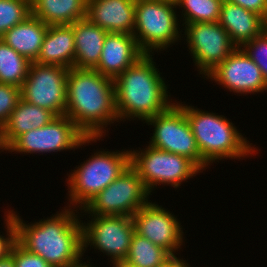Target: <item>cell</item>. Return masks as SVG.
I'll use <instances>...</instances> for the list:
<instances>
[{
    "instance_id": "23",
    "label": "cell",
    "mask_w": 267,
    "mask_h": 267,
    "mask_svg": "<svg viewBox=\"0 0 267 267\" xmlns=\"http://www.w3.org/2000/svg\"><path fill=\"white\" fill-rule=\"evenodd\" d=\"M87 0H32L31 14L51 25H72L86 19Z\"/></svg>"
},
{
    "instance_id": "3",
    "label": "cell",
    "mask_w": 267,
    "mask_h": 267,
    "mask_svg": "<svg viewBox=\"0 0 267 267\" xmlns=\"http://www.w3.org/2000/svg\"><path fill=\"white\" fill-rule=\"evenodd\" d=\"M152 56L145 54L114 79L115 108L120 121L126 118L146 121L173 104Z\"/></svg>"
},
{
    "instance_id": "21",
    "label": "cell",
    "mask_w": 267,
    "mask_h": 267,
    "mask_svg": "<svg viewBox=\"0 0 267 267\" xmlns=\"http://www.w3.org/2000/svg\"><path fill=\"white\" fill-rule=\"evenodd\" d=\"M74 30L75 59L73 68L95 69L108 32L87 19L71 25Z\"/></svg>"
},
{
    "instance_id": "1",
    "label": "cell",
    "mask_w": 267,
    "mask_h": 267,
    "mask_svg": "<svg viewBox=\"0 0 267 267\" xmlns=\"http://www.w3.org/2000/svg\"><path fill=\"white\" fill-rule=\"evenodd\" d=\"M74 211L79 213L77 209L64 207L60 213L47 219L26 224L11 210L16 221V242L28 252L42 257L52 267L77 263L84 255L83 228Z\"/></svg>"
},
{
    "instance_id": "33",
    "label": "cell",
    "mask_w": 267,
    "mask_h": 267,
    "mask_svg": "<svg viewBox=\"0 0 267 267\" xmlns=\"http://www.w3.org/2000/svg\"><path fill=\"white\" fill-rule=\"evenodd\" d=\"M156 267H190V266L183 260V258L179 259L177 256L172 255L163 264Z\"/></svg>"
},
{
    "instance_id": "18",
    "label": "cell",
    "mask_w": 267,
    "mask_h": 267,
    "mask_svg": "<svg viewBox=\"0 0 267 267\" xmlns=\"http://www.w3.org/2000/svg\"><path fill=\"white\" fill-rule=\"evenodd\" d=\"M264 21L257 13L223 0L218 22L237 47H242L246 42L261 35L264 31Z\"/></svg>"
},
{
    "instance_id": "37",
    "label": "cell",
    "mask_w": 267,
    "mask_h": 267,
    "mask_svg": "<svg viewBox=\"0 0 267 267\" xmlns=\"http://www.w3.org/2000/svg\"><path fill=\"white\" fill-rule=\"evenodd\" d=\"M112 267H125V266L124 265H121V264H116V265H114Z\"/></svg>"
},
{
    "instance_id": "4",
    "label": "cell",
    "mask_w": 267,
    "mask_h": 267,
    "mask_svg": "<svg viewBox=\"0 0 267 267\" xmlns=\"http://www.w3.org/2000/svg\"><path fill=\"white\" fill-rule=\"evenodd\" d=\"M176 104L185 112L201 156L209 165L223 158L241 159L258 153L225 116L184 106L182 102Z\"/></svg>"
},
{
    "instance_id": "5",
    "label": "cell",
    "mask_w": 267,
    "mask_h": 267,
    "mask_svg": "<svg viewBox=\"0 0 267 267\" xmlns=\"http://www.w3.org/2000/svg\"><path fill=\"white\" fill-rule=\"evenodd\" d=\"M88 159L68 176L69 208L76 209L81 205L79 210L82 209L117 179L130 165V151L109 152L103 149Z\"/></svg>"
},
{
    "instance_id": "9",
    "label": "cell",
    "mask_w": 267,
    "mask_h": 267,
    "mask_svg": "<svg viewBox=\"0 0 267 267\" xmlns=\"http://www.w3.org/2000/svg\"><path fill=\"white\" fill-rule=\"evenodd\" d=\"M145 122L154 126L150 146L187 157L201 170L207 168L209 164L201 156L185 112L176 103Z\"/></svg>"
},
{
    "instance_id": "30",
    "label": "cell",
    "mask_w": 267,
    "mask_h": 267,
    "mask_svg": "<svg viewBox=\"0 0 267 267\" xmlns=\"http://www.w3.org/2000/svg\"><path fill=\"white\" fill-rule=\"evenodd\" d=\"M10 254L16 267H52L42 257L28 252L17 242L13 245Z\"/></svg>"
},
{
    "instance_id": "36",
    "label": "cell",
    "mask_w": 267,
    "mask_h": 267,
    "mask_svg": "<svg viewBox=\"0 0 267 267\" xmlns=\"http://www.w3.org/2000/svg\"><path fill=\"white\" fill-rule=\"evenodd\" d=\"M263 32L267 35V19H265V21H264V31Z\"/></svg>"
},
{
    "instance_id": "2",
    "label": "cell",
    "mask_w": 267,
    "mask_h": 267,
    "mask_svg": "<svg viewBox=\"0 0 267 267\" xmlns=\"http://www.w3.org/2000/svg\"><path fill=\"white\" fill-rule=\"evenodd\" d=\"M66 90L65 115L87 137H103L107 125L119 122L115 108L114 79L95 69L70 68Z\"/></svg>"
},
{
    "instance_id": "31",
    "label": "cell",
    "mask_w": 267,
    "mask_h": 267,
    "mask_svg": "<svg viewBox=\"0 0 267 267\" xmlns=\"http://www.w3.org/2000/svg\"><path fill=\"white\" fill-rule=\"evenodd\" d=\"M5 229L6 237L0 234V259L7 257L11 253L13 245L16 243V221L11 211H6Z\"/></svg>"
},
{
    "instance_id": "20",
    "label": "cell",
    "mask_w": 267,
    "mask_h": 267,
    "mask_svg": "<svg viewBox=\"0 0 267 267\" xmlns=\"http://www.w3.org/2000/svg\"><path fill=\"white\" fill-rule=\"evenodd\" d=\"M75 59L74 30L71 25H51L45 34L35 63L73 68Z\"/></svg>"
},
{
    "instance_id": "29",
    "label": "cell",
    "mask_w": 267,
    "mask_h": 267,
    "mask_svg": "<svg viewBox=\"0 0 267 267\" xmlns=\"http://www.w3.org/2000/svg\"><path fill=\"white\" fill-rule=\"evenodd\" d=\"M21 99V88L0 83V130Z\"/></svg>"
},
{
    "instance_id": "27",
    "label": "cell",
    "mask_w": 267,
    "mask_h": 267,
    "mask_svg": "<svg viewBox=\"0 0 267 267\" xmlns=\"http://www.w3.org/2000/svg\"><path fill=\"white\" fill-rule=\"evenodd\" d=\"M31 15L29 0H0V38Z\"/></svg>"
},
{
    "instance_id": "25",
    "label": "cell",
    "mask_w": 267,
    "mask_h": 267,
    "mask_svg": "<svg viewBox=\"0 0 267 267\" xmlns=\"http://www.w3.org/2000/svg\"><path fill=\"white\" fill-rule=\"evenodd\" d=\"M31 62L0 38V83L21 88Z\"/></svg>"
},
{
    "instance_id": "19",
    "label": "cell",
    "mask_w": 267,
    "mask_h": 267,
    "mask_svg": "<svg viewBox=\"0 0 267 267\" xmlns=\"http://www.w3.org/2000/svg\"><path fill=\"white\" fill-rule=\"evenodd\" d=\"M56 115L50 110L19 100L7 123L0 130V147L6 150L20 135L47 125Z\"/></svg>"
},
{
    "instance_id": "26",
    "label": "cell",
    "mask_w": 267,
    "mask_h": 267,
    "mask_svg": "<svg viewBox=\"0 0 267 267\" xmlns=\"http://www.w3.org/2000/svg\"><path fill=\"white\" fill-rule=\"evenodd\" d=\"M175 3L177 8H184L181 14L183 24H189L194 22H218L223 0H175Z\"/></svg>"
},
{
    "instance_id": "14",
    "label": "cell",
    "mask_w": 267,
    "mask_h": 267,
    "mask_svg": "<svg viewBox=\"0 0 267 267\" xmlns=\"http://www.w3.org/2000/svg\"><path fill=\"white\" fill-rule=\"evenodd\" d=\"M150 201L132 216L135 233L174 255L184 242L182 225L169 210Z\"/></svg>"
},
{
    "instance_id": "22",
    "label": "cell",
    "mask_w": 267,
    "mask_h": 267,
    "mask_svg": "<svg viewBox=\"0 0 267 267\" xmlns=\"http://www.w3.org/2000/svg\"><path fill=\"white\" fill-rule=\"evenodd\" d=\"M47 30L48 25L31 14L23 22L6 31L1 39L18 54L30 62H35Z\"/></svg>"
},
{
    "instance_id": "8",
    "label": "cell",
    "mask_w": 267,
    "mask_h": 267,
    "mask_svg": "<svg viewBox=\"0 0 267 267\" xmlns=\"http://www.w3.org/2000/svg\"><path fill=\"white\" fill-rule=\"evenodd\" d=\"M149 195L137 171L128 168L82 209L89 216H130L148 203ZM92 214V215H91Z\"/></svg>"
},
{
    "instance_id": "17",
    "label": "cell",
    "mask_w": 267,
    "mask_h": 267,
    "mask_svg": "<svg viewBox=\"0 0 267 267\" xmlns=\"http://www.w3.org/2000/svg\"><path fill=\"white\" fill-rule=\"evenodd\" d=\"M145 53L139 48L135 37L125 33H108L95 70L115 79L136 63Z\"/></svg>"
},
{
    "instance_id": "15",
    "label": "cell",
    "mask_w": 267,
    "mask_h": 267,
    "mask_svg": "<svg viewBox=\"0 0 267 267\" xmlns=\"http://www.w3.org/2000/svg\"><path fill=\"white\" fill-rule=\"evenodd\" d=\"M206 79L222 85L237 94L258 93L267 90L259 66L246 54L242 47H237L222 63L212 70Z\"/></svg>"
},
{
    "instance_id": "34",
    "label": "cell",
    "mask_w": 267,
    "mask_h": 267,
    "mask_svg": "<svg viewBox=\"0 0 267 267\" xmlns=\"http://www.w3.org/2000/svg\"><path fill=\"white\" fill-rule=\"evenodd\" d=\"M0 267H16L13 256L9 254L7 257L0 259Z\"/></svg>"
},
{
    "instance_id": "28",
    "label": "cell",
    "mask_w": 267,
    "mask_h": 267,
    "mask_svg": "<svg viewBox=\"0 0 267 267\" xmlns=\"http://www.w3.org/2000/svg\"><path fill=\"white\" fill-rule=\"evenodd\" d=\"M246 54L259 66L267 83V35L263 32L258 37L242 46Z\"/></svg>"
},
{
    "instance_id": "6",
    "label": "cell",
    "mask_w": 267,
    "mask_h": 267,
    "mask_svg": "<svg viewBox=\"0 0 267 267\" xmlns=\"http://www.w3.org/2000/svg\"><path fill=\"white\" fill-rule=\"evenodd\" d=\"M175 0L138 1L135 8V37L145 54L162 51L181 40Z\"/></svg>"
},
{
    "instance_id": "7",
    "label": "cell",
    "mask_w": 267,
    "mask_h": 267,
    "mask_svg": "<svg viewBox=\"0 0 267 267\" xmlns=\"http://www.w3.org/2000/svg\"><path fill=\"white\" fill-rule=\"evenodd\" d=\"M130 165L137 171L150 194L153 188L161 184L180 187L182 182L201 172L189 158L150 145L144 150H130Z\"/></svg>"
},
{
    "instance_id": "11",
    "label": "cell",
    "mask_w": 267,
    "mask_h": 267,
    "mask_svg": "<svg viewBox=\"0 0 267 267\" xmlns=\"http://www.w3.org/2000/svg\"><path fill=\"white\" fill-rule=\"evenodd\" d=\"M68 70L61 66L31 62L27 78L21 86V98L50 110L56 116L65 115Z\"/></svg>"
},
{
    "instance_id": "38",
    "label": "cell",
    "mask_w": 267,
    "mask_h": 267,
    "mask_svg": "<svg viewBox=\"0 0 267 267\" xmlns=\"http://www.w3.org/2000/svg\"><path fill=\"white\" fill-rule=\"evenodd\" d=\"M134 2H138V1H150V0H133Z\"/></svg>"
},
{
    "instance_id": "13",
    "label": "cell",
    "mask_w": 267,
    "mask_h": 267,
    "mask_svg": "<svg viewBox=\"0 0 267 267\" xmlns=\"http://www.w3.org/2000/svg\"><path fill=\"white\" fill-rule=\"evenodd\" d=\"M182 26L185 32L181 35H186L189 53L204 79L237 48L219 22H194Z\"/></svg>"
},
{
    "instance_id": "12",
    "label": "cell",
    "mask_w": 267,
    "mask_h": 267,
    "mask_svg": "<svg viewBox=\"0 0 267 267\" xmlns=\"http://www.w3.org/2000/svg\"><path fill=\"white\" fill-rule=\"evenodd\" d=\"M87 224L82 221L83 253L90 245L110 256L113 266L121 264L128 255L135 233L130 216H91ZM94 217V218H93Z\"/></svg>"
},
{
    "instance_id": "32",
    "label": "cell",
    "mask_w": 267,
    "mask_h": 267,
    "mask_svg": "<svg viewBox=\"0 0 267 267\" xmlns=\"http://www.w3.org/2000/svg\"><path fill=\"white\" fill-rule=\"evenodd\" d=\"M267 19V0H226Z\"/></svg>"
},
{
    "instance_id": "16",
    "label": "cell",
    "mask_w": 267,
    "mask_h": 267,
    "mask_svg": "<svg viewBox=\"0 0 267 267\" xmlns=\"http://www.w3.org/2000/svg\"><path fill=\"white\" fill-rule=\"evenodd\" d=\"M135 8L133 0H87L86 19L108 33L133 35Z\"/></svg>"
},
{
    "instance_id": "10",
    "label": "cell",
    "mask_w": 267,
    "mask_h": 267,
    "mask_svg": "<svg viewBox=\"0 0 267 267\" xmlns=\"http://www.w3.org/2000/svg\"><path fill=\"white\" fill-rule=\"evenodd\" d=\"M101 137H87L66 115L56 116L47 125L20 135L5 151L51 153L77 149Z\"/></svg>"
},
{
    "instance_id": "35",
    "label": "cell",
    "mask_w": 267,
    "mask_h": 267,
    "mask_svg": "<svg viewBox=\"0 0 267 267\" xmlns=\"http://www.w3.org/2000/svg\"><path fill=\"white\" fill-rule=\"evenodd\" d=\"M81 261L82 260H80L77 263H74L72 265L66 266V267H92L90 264H87L86 262L82 263Z\"/></svg>"
},
{
    "instance_id": "24",
    "label": "cell",
    "mask_w": 267,
    "mask_h": 267,
    "mask_svg": "<svg viewBox=\"0 0 267 267\" xmlns=\"http://www.w3.org/2000/svg\"><path fill=\"white\" fill-rule=\"evenodd\" d=\"M171 256L161 246L155 245L147 238L134 233L128 255L121 265L125 267H156L163 264Z\"/></svg>"
}]
</instances>
